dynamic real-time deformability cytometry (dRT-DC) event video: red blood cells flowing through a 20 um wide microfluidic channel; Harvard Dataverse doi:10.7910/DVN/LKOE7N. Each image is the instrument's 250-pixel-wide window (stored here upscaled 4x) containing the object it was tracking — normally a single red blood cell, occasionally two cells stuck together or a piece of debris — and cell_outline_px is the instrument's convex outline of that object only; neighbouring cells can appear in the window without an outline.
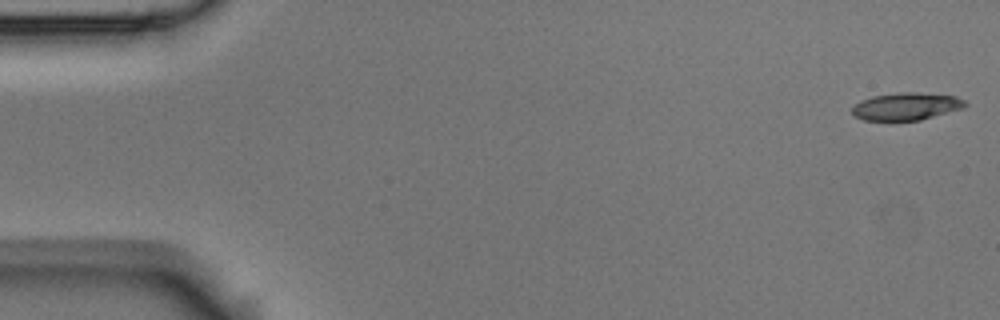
{"species": "Egyptian fruit bat (a non-hibernating species)", "species_latin": "Rousettus aegyptiacus", "temperature_condition": "room temperature", "stored_images_in_passage": 6, "camera_frame_rate_fps": 3000, "um_per_image_px": 0.085, "animal": {"sex": "male"}, "frame": {"image": 1, "passage_image": 1, "time_ms": 0.0, "image_size_px": [1000, 320], "cell_outline_px": [[968, 104], [964, 108], [920, 120], [888, 124], [864, 120], [856, 116], [852, 112], [852, 108], [860, 100], [872, 96], [900, 92], [916, 92], [956, 96], [964, 100]], "centroid_in_image_um": [77.0, 9.09], "position_along_channel_um": 8.0, "area_um2": 18.84}}